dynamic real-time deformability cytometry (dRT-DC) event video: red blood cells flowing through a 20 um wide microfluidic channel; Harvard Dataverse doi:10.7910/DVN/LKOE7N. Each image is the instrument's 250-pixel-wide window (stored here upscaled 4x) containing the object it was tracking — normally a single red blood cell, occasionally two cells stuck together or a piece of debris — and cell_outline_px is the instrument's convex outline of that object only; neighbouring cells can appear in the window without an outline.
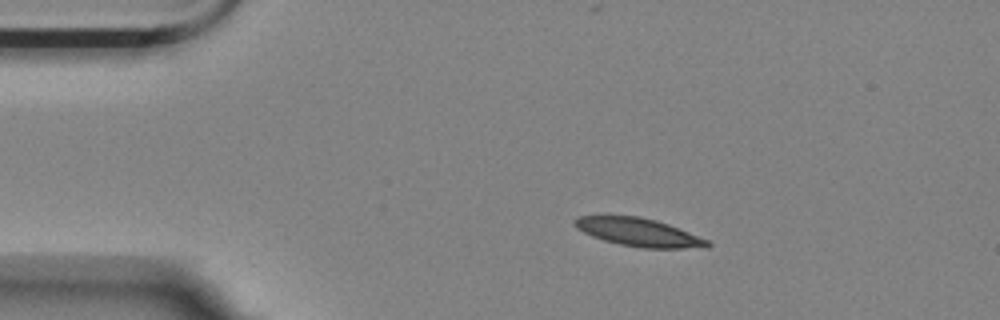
{"species": "Egyptian fruit bat (a non-hibernating species)", "species_latin": "Rousettus aegyptiacus", "temperature_condition": "room temperature", "stored_images_in_passage": 4, "camera_frame_rate_fps": 3000, "um_per_image_px": 0.085, "animal": {"sex": "female"}, "frame": {"image": 1, "passage_image": 2, "time_ms": 1.333, "image_size_px": [1000, 320], "cell_outline_px": [[712, 244], [708, 248], [640, 248], [620, 244], [604, 240], [592, 236], [576, 228], [572, 220], [580, 216], [604, 212], [640, 216], [656, 220], [668, 224], [708, 240]], "centroid_in_image_um": [54.2, 19.69], "position_along_channel_um": 30.8, "area_um2": 22.54}}